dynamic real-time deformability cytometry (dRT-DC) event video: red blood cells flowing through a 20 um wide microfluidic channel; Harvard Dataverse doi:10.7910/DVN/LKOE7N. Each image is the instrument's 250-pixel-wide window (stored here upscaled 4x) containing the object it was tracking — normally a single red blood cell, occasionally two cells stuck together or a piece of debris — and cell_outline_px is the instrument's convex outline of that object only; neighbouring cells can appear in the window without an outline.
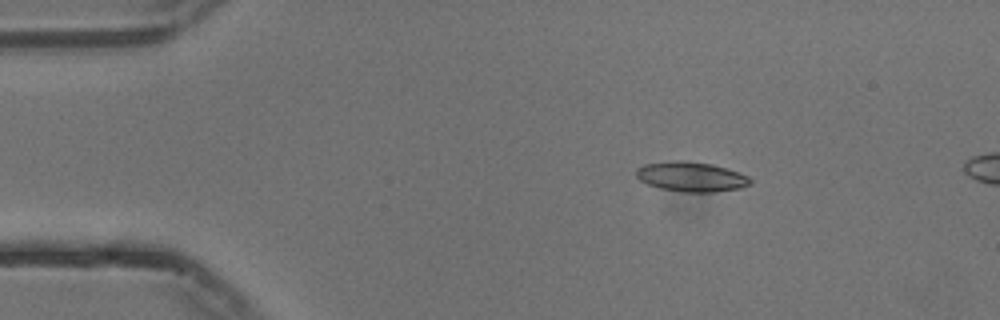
{"species": "common noctule bat (a hibernating species)", "species_latin": "Nyctalus noctula", "temperature_condition": "cold", "stored_images_in_passage": 6, "camera_frame_rate_fps": 3000, "um_per_image_px": 0.085, "animal": {"sex": "male", "body_mass_g": 13.3}, "frame": {"image": 1, "passage_image": 1, "time_ms": 0.0, "image_size_px": [1000, 320], "cell_outline_px": [[752, 184], [740, 188], [712, 192], [684, 192], [660, 188], [648, 184], [640, 180], [636, 176], [636, 168], [644, 164], [672, 160], [680, 160], [712, 164], [748, 176], [752, 180]], "centroid_in_image_um": [58.73, 15.02], "position_along_channel_um": 26.3, "area_um2": 19.71}}